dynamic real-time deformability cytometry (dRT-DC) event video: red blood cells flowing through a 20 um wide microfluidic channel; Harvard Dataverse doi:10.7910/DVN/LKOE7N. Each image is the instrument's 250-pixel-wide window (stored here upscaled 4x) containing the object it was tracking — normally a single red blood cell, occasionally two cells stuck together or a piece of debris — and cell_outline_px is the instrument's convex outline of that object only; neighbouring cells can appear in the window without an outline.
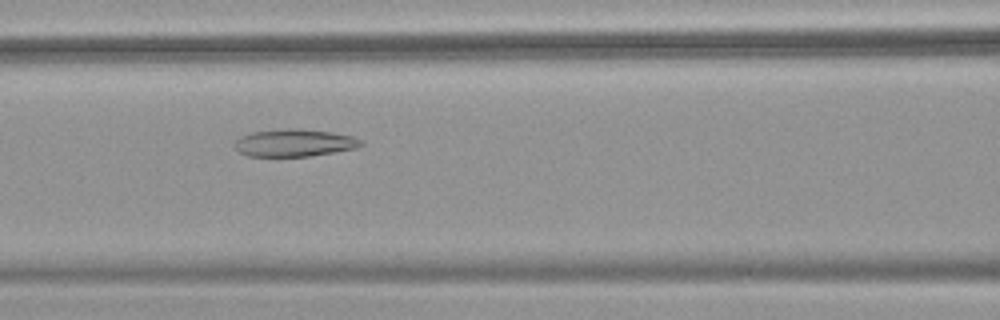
{"species": "common noctule bat (a hibernating species)", "species_latin": "Nyctalus noctula", "temperature_condition": "warm", "stored_images_in_passage": 48, "camera_frame_rate_fps": 3000, "um_per_image_px": 0.085, "animal": {"sex": "female", "body_mass_g": 18.4}, "frame": {"image": 1, "passage_image": 18, "time_ms": 5.667, "image_size_px": [1000, 320], "cell_outline_px": [[364, 144], [356, 148], [308, 156], [248, 156], [240, 152], [232, 144], [240, 136], [252, 132], [288, 128], [296, 128], [332, 132], [352, 136], [360, 140]], "centroid_in_image_um": [24.99, 12.13], "position_along_channel_um": 141.6, "area_um2": 20.06}}
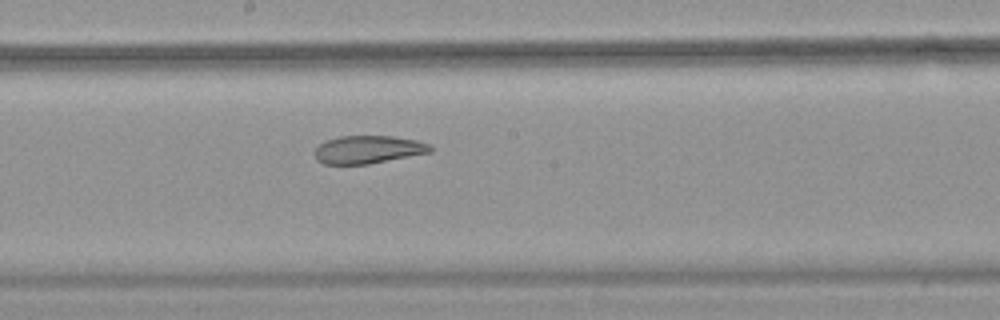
{"frame": {"image": 2, "passage_image": 24, "time_ms": 7.667, "image_size_px": [1000, 320], "cell_outline_px": [[432, 152], [368, 164], [324, 164], [316, 160], [316, 148], [324, 140], [340, 136], [392, 136], [416, 140], [428, 144], [432, 148]], "centroid_in_image_um": [31.28, 12.71], "position_along_channel_um": 216.9, "area_um2": 18.73}}
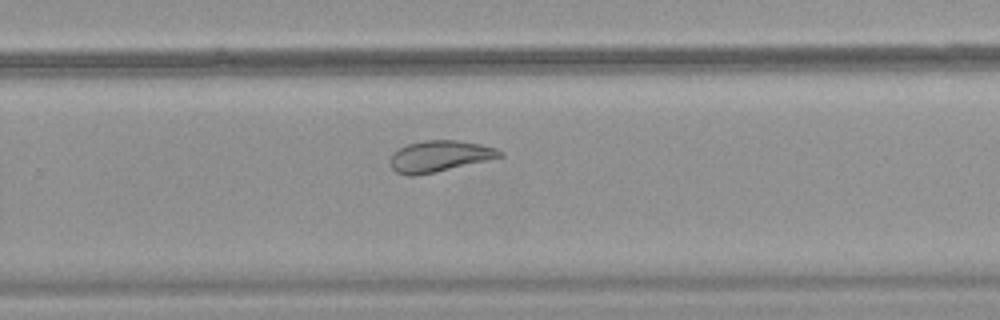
{"frame": {"image": 3, "passage_image": 30, "time_ms": 9.667, "image_size_px": [1000, 320], "cell_outline_px": [[504, 156], [488, 160], [436, 172], [412, 176], [408, 176], [396, 172], [392, 168], [388, 160], [392, 152], [408, 144], [424, 140], [456, 140], [480, 144], [496, 148], [504, 152]], "centroid_in_image_um": [37.34, 13.28], "position_along_channel_um": 292.5, "area_um2": 20.06}, "authors_computed_cell_mechanics": {"area_um2": 25.1719, "velocity_mm_per_s": 3.7871, "shape_relaxation_time_tau1_ms": null, "shape_relaxation_time_tau2_ms": 2.4902, "deformation_change_tau1": null, "deformation_change_tau2": 0.0913}}